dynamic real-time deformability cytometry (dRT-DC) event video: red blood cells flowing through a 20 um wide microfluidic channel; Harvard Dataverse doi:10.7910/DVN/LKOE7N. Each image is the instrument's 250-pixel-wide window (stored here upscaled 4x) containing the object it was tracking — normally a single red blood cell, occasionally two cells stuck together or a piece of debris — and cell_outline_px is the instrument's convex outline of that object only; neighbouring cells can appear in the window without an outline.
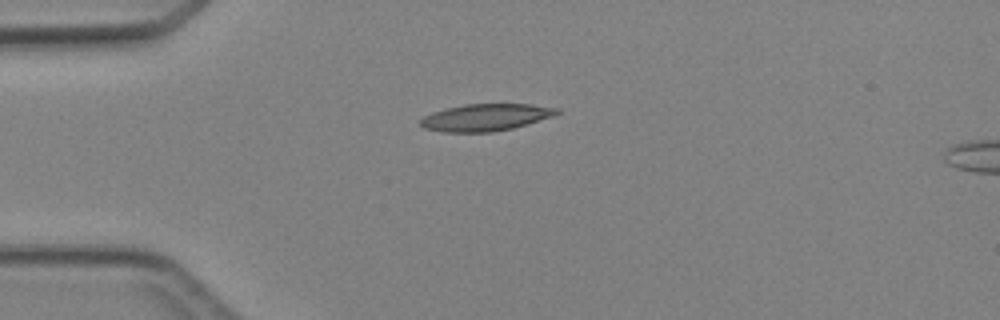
{"species": "Egyptian fruit bat (a non-hibernating species)", "species_latin": "Rousettus aegyptiacus", "temperature_condition": "cold", "stored_images_in_passage": 5, "camera_frame_rate_fps": 3000, "um_per_image_px": 0.085, "animal": {"sex": "female"}, "frame": {"image": 1, "passage_image": 5, "time_ms": 4.667, "image_size_px": [1000, 320], "cell_outline_px": [[560, 112], [552, 116], [512, 128], [492, 132], [444, 132], [424, 128], [420, 124], [420, 120], [424, 116], [432, 112], [444, 108], [464, 104], [532, 104], [560, 108]], "centroid_in_image_um": [41.26, 9.97], "position_along_channel_um": 43.7, "area_um2": 21.44}}